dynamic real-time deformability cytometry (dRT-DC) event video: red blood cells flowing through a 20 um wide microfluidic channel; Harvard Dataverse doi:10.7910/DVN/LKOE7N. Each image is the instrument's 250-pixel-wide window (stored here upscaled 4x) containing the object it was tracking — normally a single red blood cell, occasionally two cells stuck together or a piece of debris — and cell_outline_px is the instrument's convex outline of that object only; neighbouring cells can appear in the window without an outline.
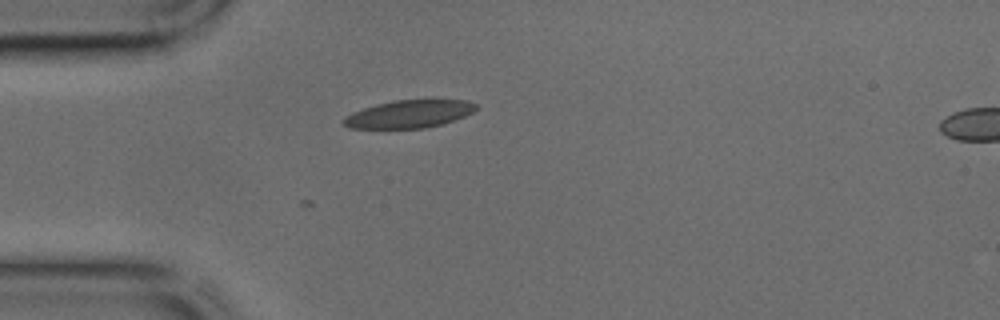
{"species": "common noctule bat (a hibernating species)", "species_latin": "Nyctalus noctula", "temperature_condition": "cold", "stored_images_in_passage": 3, "camera_frame_rate_fps": 3000, "um_per_image_px": 0.085, "animal": {"sex": "male", "body_mass_g": 17.9, "forearm_length_mm": 54.2}, "frame": {"image": 1, "passage_image": 1, "time_ms": 0.0, "image_size_px": [1000, 320], "cell_outline_px": [[476, 108], [472, 112], [464, 116], [440, 124], [424, 128], [348, 128], [344, 124], [344, 116], [352, 112], [376, 104], [396, 100], [432, 96], [468, 100], [476, 104]], "centroid_in_image_um": [34.84, 9.62], "position_along_channel_um": 50.2, "area_um2": 22.14}}